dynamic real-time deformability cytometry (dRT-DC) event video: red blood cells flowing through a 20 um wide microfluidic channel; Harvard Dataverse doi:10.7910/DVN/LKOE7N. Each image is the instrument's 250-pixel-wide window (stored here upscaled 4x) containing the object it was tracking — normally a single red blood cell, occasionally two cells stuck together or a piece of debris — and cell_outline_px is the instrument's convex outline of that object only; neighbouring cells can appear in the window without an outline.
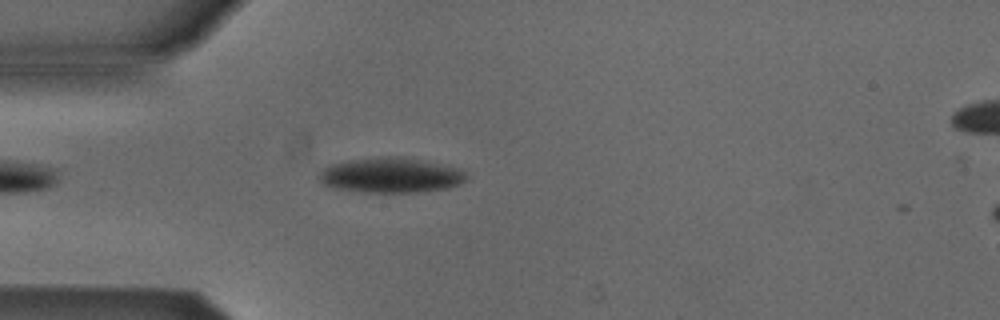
{"species": "Egyptian fruit bat (a non-hibernating species)", "species_latin": "Rousettus aegyptiacus", "temperature_condition": "cold", "stored_images_in_passage": 3, "camera_frame_rate_fps": 3000, "um_per_image_px": 0.085, "animal": {"sex": "male"}, "frame": {"image": 1, "passage_image": 3, "time_ms": 0.667, "image_size_px": [1000, 320], "cell_outline_px": [[468, 180], [460, 184], [448, 188], [420, 192], [364, 192], [336, 188], [324, 184], [316, 176], [328, 164], [344, 160], [380, 156], [400, 156], [424, 160], [464, 168], [468, 176]], "centroid_in_image_um": [33.27, 14.87], "position_along_channel_um": 51.7, "area_um2": 30.87}}